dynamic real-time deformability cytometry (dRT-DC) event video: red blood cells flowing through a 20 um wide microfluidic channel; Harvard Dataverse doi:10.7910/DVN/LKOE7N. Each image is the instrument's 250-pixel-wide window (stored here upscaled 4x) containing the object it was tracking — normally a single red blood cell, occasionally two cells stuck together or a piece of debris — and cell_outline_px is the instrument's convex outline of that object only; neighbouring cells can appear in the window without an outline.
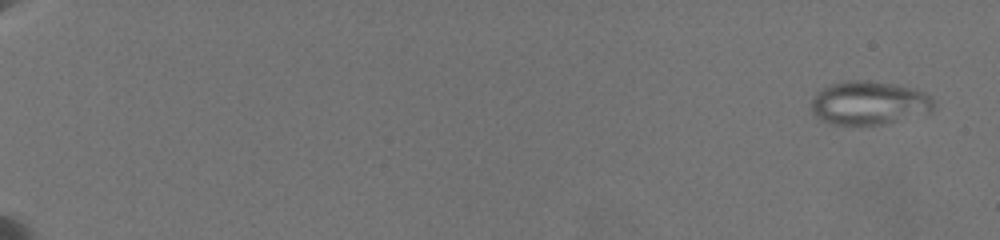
{"species": "common noctule bat (a hibernating species)", "species_latin": "Nyctalus noctula", "temperature_condition": "warm", "stored_images_in_passage": 33, "camera_frame_rate_fps": 3000, "um_per_image_px": 0.085, "animal": {"sex": "female", "body_mass_g": 19.5, "forearm_length_mm": 54.1}, "frame": {"image": 1, "passage_image": 3, "time_ms": 0.667, "image_size_px": [1000, 240], "cell_outline_px": [[936, 104], [928, 112], [880, 124], [828, 124], [820, 120], [812, 108], [812, 100], [816, 92], [832, 84], [856, 80], [864, 80], [892, 84], [912, 88], [924, 92]], "centroid_in_image_um": [73.84, 8.75], "position_along_channel_um": 11.2, "area_um2": 30.29}}
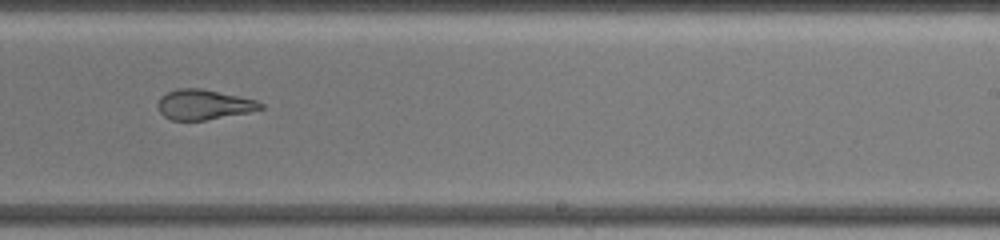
{"frame": {"image": 2, "passage_image": 27, "time_ms": 14.333, "image_size_px": [1000, 240], "cell_outline_px": [[264, 108], [248, 112], [204, 120], [172, 120], [164, 116], [160, 112], [156, 104], [160, 96], [176, 88], [200, 88], [240, 96], [256, 100], [264, 104]], "centroid_in_image_um": [17.29, 8.88], "position_along_channel_um": 271.7, "area_um2": 17.98}}
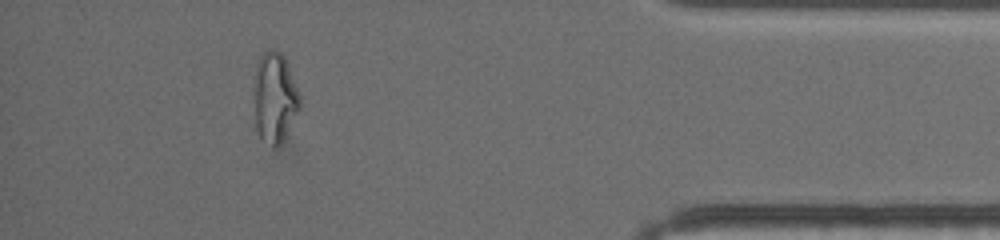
{"frame": {"image": 3, "passage_image": 32, "time_ms": 19.333, "image_size_px": [1000, 240], "cell_outline_px": [[300, 108], [280, 144], [276, 148], [272, 148], [260, 136], [256, 124], [256, 72], [260, 56], [264, 52], [272, 48], [276, 48], [284, 56], [300, 96]], "centroid_in_image_um": [23.38, 8.29], "position_along_channel_um": 411.8, "area_um2": 23.29}, "authors_computed_cell_mechanics": {"area_um2": 26.9348, "velocity_mm_per_s": 3.5076, "shape_relaxation_time_tau1_ms": null, "shape_relaxation_time_tau2_ms": 1.5154, "deformation_change_tau1": null, "deformation_change_tau2": 0.0749}}